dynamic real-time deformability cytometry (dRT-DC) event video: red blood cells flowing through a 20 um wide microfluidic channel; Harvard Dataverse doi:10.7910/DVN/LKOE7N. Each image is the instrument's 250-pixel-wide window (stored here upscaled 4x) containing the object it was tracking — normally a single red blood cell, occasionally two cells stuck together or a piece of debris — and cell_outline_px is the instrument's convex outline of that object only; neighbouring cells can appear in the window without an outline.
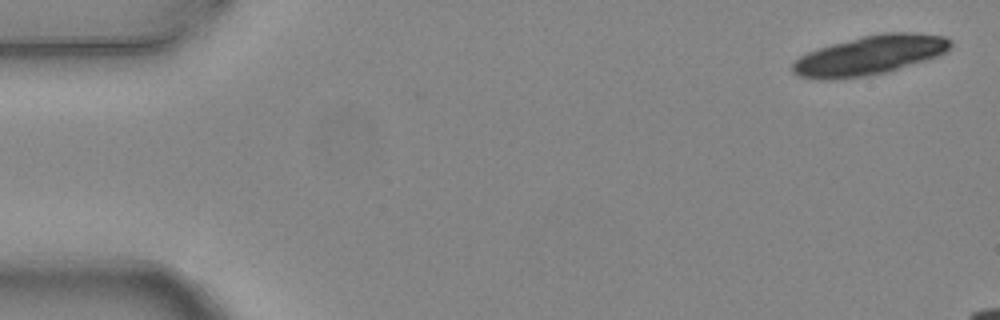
{"species": "common noctule bat (a hibernating species)", "species_latin": "Nyctalus noctula", "temperature_condition": "warm", "stored_images_in_passage": 4, "camera_frame_rate_fps": 3000, "um_per_image_px": 0.085, "animal": {"sex": "female", "body_mass_g": 24.6, "forearm_length_mm": 56.2}, "frame": {"image": 1, "passage_image": 1, "time_ms": 0.0, "image_size_px": [1000, 320], "cell_outline_px": [[952, 48], [948, 52], [940, 56], [888, 72], [868, 76], [832, 80], [820, 80], [800, 76], [792, 72], [792, 64], [800, 56], [808, 52], [832, 44], [880, 32], [912, 32], [944, 36], [952, 40]], "centroid_in_image_um": [73.99, 4.7], "position_along_channel_um": 11.0, "area_um2": 36.53}}